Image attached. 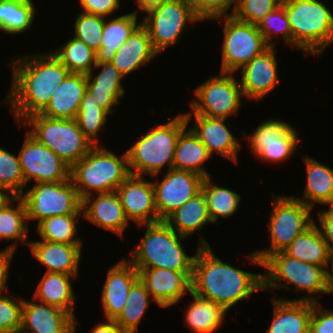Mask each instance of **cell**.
Instances as JSON below:
<instances>
[{
    "label": "cell",
    "instance_id": "6da1fadb",
    "mask_svg": "<svg viewBox=\"0 0 333 333\" xmlns=\"http://www.w3.org/2000/svg\"><path fill=\"white\" fill-rule=\"evenodd\" d=\"M11 88L4 103L11 108L16 123L41 113L51 100L56 87L67 77L69 70L51 51L12 59Z\"/></svg>",
    "mask_w": 333,
    "mask_h": 333
},
{
    "label": "cell",
    "instance_id": "7a4b0ae2",
    "mask_svg": "<svg viewBox=\"0 0 333 333\" xmlns=\"http://www.w3.org/2000/svg\"><path fill=\"white\" fill-rule=\"evenodd\" d=\"M193 260L191 292L221 305L226 311L263 290V275L243 271L219 259L202 235Z\"/></svg>",
    "mask_w": 333,
    "mask_h": 333
},
{
    "label": "cell",
    "instance_id": "3957f363",
    "mask_svg": "<svg viewBox=\"0 0 333 333\" xmlns=\"http://www.w3.org/2000/svg\"><path fill=\"white\" fill-rule=\"evenodd\" d=\"M170 118L163 125L156 122L126 151L130 175L157 177L165 165L173 169L176 142L188 124L183 113Z\"/></svg>",
    "mask_w": 333,
    "mask_h": 333
},
{
    "label": "cell",
    "instance_id": "277c9868",
    "mask_svg": "<svg viewBox=\"0 0 333 333\" xmlns=\"http://www.w3.org/2000/svg\"><path fill=\"white\" fill-rule=\"evenodd\" d=\"M262 267L266 269V274H262V291L274 292V289H291L289 286L294 285L296 292L306 291L309 295L302 296L299 299L294 298L293 301L313 303L318 302L319 294H331L328 271L323 266L295 259L284 251H279L268 256L262 262ZM281 281H285V283ZM313 294L318 295L314 296Z\"/></svg>",
    "mask_w": 333,
    "mask_h": 333
},
{
    "label": "cell",
    "instance_id": "5b68a950",
    "mask_svg": "<svg viewBox=\"0 0 333 333\" xmlns=\"http://www.w3.org/2000/svg\"><path fill=\"white\" fill-rule=\"evenodd\" d=\"M290 29L292 47L305 55H322L333 43V12L320 0H282Z\"/></svg>",
    "mask_w": 333,
    "mask_h": 333
},
{
    "label": "cell",
    "instance_id": "8992f818",
    "mask_svg": "<svg viewBox=\"0 0 333 333\" xmlns=\"http://www.w3.org/2000/svg\"><path fill=\"white\" fill-rule=\"evenodd\" d=\"M129 175L127 152L116 156L100 145L94 146L70 170V178L81 200L93 194L116 191Z\"/></svg>",
    "mask_w": 333,
    "mask_h": 333
},
{
    "label": "cell",
    "instance_id": "52a82bcc",
    "mask_svg": "<svg viewBox=\"0 0 333 333\" xmlns=\"http://www.w3.org/2000/svg\"><path fill=\"white\" fill-rule=\"evenodd\" d=\"M137 226H146V232L139 245L131 250L128 261L135 268L192 271L195 255H187L181 242L186 236L178 234L165 221Z\"/></svg>",
    "mask_w": 333,
    "mask_h": 333
},
{
    "label": "cell",
    "instance_id": "ba28073f",
    "mask_svg": "<svg viewBox=\"0 0 333 333\" xmlns=\"http://www.w3.org/2000/svg\"><path fill=\"white\" fill-rule=\"evenodd\" d=\"M272 212L268 223L270 247L254 250L248 255L249 260L262 267V262L273 253L283 251L292 241L308 229L313 223L312 209L304 202L284 195H271Z\"/></svg>",
    "mask_w": 333,
    "mask_h": 333
},
{
    "label": "cell",
    "instance_id": "9c48e42d",
    "mask_svg": "<svg viewBox=\"0 0 333 333\" xmlns=\"http://www.w3.org/2000/svg\"><path fill=\"white\" fill-rule=\"evenodd\" d=\"M40 143L57 154L70 168L94 147L80 130L75 119H54L40 113L26 118L21 126Z\"/></svg>",
    "mask_w": 333,
    "mask_h": 333
},
{
    "label": "cell",
    "instance_id": "30bf717a",
    "mask_svg": "<svg viewBox=\"0 0 333 333\" xmlns=\"http://www.w3.org/2000/svg\"><path fill=\"white\" fill-rule=\"evenodd\" d=\"M235 73L220 72L194 89V98L190 102L192 111L183 113L187 124L192 115L229 118L237 115L242 104V90ZM237 113V114H236Z\"/></svg>",
    "mask_w": 333,
    "mask_h": 333
},
{
    "label": "cell",
    "instance_id": "8fae6325",
    "mask_svg": "<svg viewBox=\"0 0 333 333\" xmlns=\"http://www.w3.org/2000/svg\"><path fill=\"white\" fill-rule=\"evenodd\" d=\"M27 219L38 225L46 218L57 215L82 214V200L70 179L61 182L36 183L21 195Z\"/></svg>",
    "mask_w": 333,
    "mask_h": 333
},
{
    "label": "cell",
    "instance_id": "7c38bea8",
    "mask_svg": "<svg viewBox=\"0 0 333 333\" xmlns=\"http://www.w3.org/2000/svg\"><path fill=\"white\" fill-rule=\"evenodd\" d=\"M213 20H224L225 23L221 72L236 73L269 47L254 24L240 21L233 15Z\"/></svg>",
    "mask_w": 333,
    "mask_h": 333
},
{
    "label": "cell",
    "instance_id": "4fadbf2b",
    "mask_svg": "<svg viewBox=\"0 0 333 333\" xmlns=\"http://www.w3.org/2000/svg\"><path fill=\"white\" fill-rule=\"evenodd\" d=\"M146 13L141 24L158 54L179 42L188 23L201 21L186 0H170Z\"/></svg>",
    "mask_w": 333,
    "mask_h": 333
},
{
    "label": "cell",
    "instance_id": "5bb4252c",
    "mask_svg": "<svg viewBox=\"0 0 333 333\" xmlns=\"http://www.w3.org/2000/svg\"><path fill=\"white\" fill-rule=\"evenodd\" d=\"M244 134L253 154L267 163H280L293 156L299 146L296 129L287 121L272 119L259 123L251 134Z\"/></svg>",
    "mask_w": 333,
    "mask_h": 333
},
{
    "label": "cell",
    "instance_id": "9a60e30c",
    "mask_svg": "<svg viewBox=\"0 0 333 333\" xmlns=\"http://www.w3.org/2000/svg\"><path fill=\"white\" fill-rule=\"evenodd\" d=\"M18 155L26 185L31 180L35 183H44L70 179L71 168L28 131Z\"/></svg>",
    "mask_w": 333,
    "mask_h": 333
},
{
    "label": "cell",
    "instance_id": "2e32d148",
    "mask_svg": "<svg viewBox=\"0 0 333 333\" xmlns=\"http://www.w3.org/2000/svg\"><path fill=\"white\" fill-rule=\"evenodd\" d=\"M203 180L204 177L197 173L170 169L161 181H152L160 221H165L174 211L198 194Z\"/></svg>",
    "mask_w": 333,
    "mask_h": 333
},
{
    "label": "cell",
    "instance_id": "e0dca14e",
    "mask_svg": "<svg viewBox=\"0 0 333 333\" xmlns=\"http://www.w3.org/2000/svg\"><path fill=\"white\" fill-rule=\"evenodd\" d=\"M116 193L125 216L137 225L161 222L155 206V192L152 181L144 176L129 175L117 188Z\"/></svg>",
    "mask_w": 333,
    "mask_h": 333
},
{
    "label": "cell",
    "instance_id": "ac0fdd59",
    "mask_svg": "<svg viewBox=\"0 0 333 333\" xmlns=\"http://www.w3.org/2000/svg\"><path fill=\"white\" fill-rule=\"evenodd\" d=\"M136 270L154 302L162 308L178 304L183 295L191 292L192 271H172L165 268Z\"/></svg>",
    "mask_w": 333,
    "mask_h": 333
},
{
    "label": "cell",
    "instance_id": "d6986e66",
    "mask_svg": "<svg viewBox=\"0 0 333 333\" xmlns=\"http://www.w3.org/2000/svg\"><path fill=\"white\" fill-rule=\"evenodd\" d=\"M275 47H268L249 63L241 67L239 84L243 97L260 100L266 97L281 82L278 77Z\"/></svg>",
    "mask_w": 333,
    "mask_h": 333
},
{
    "label": "cell",
    "instance_id": "ffe728a7",
    "mask_svg": "<svg viewBox=\"0 0 333 333\" xmlns=\"http://www.w3.org/2000/svg\"><path fill=\"white\" fill-rule=\"evenodd\" d=\"M23 299L21 333H75L76 319L61 308Z\"/></svg>",
    "mask_w": 333,
    "mask_h": 333
},
{
    "label": "cell",
    "instance_id": "44dd1931",
    "mask_svg": "<svg viewBox=\"0 0 333 333\" xmlns=\"http://www.w3.org/2000/svg\"><path fill=\"white\" fill-rule=\"evenodd\" d=\"M139 279V272L127 260L122 259L107 271L103 285L101 304L107 320H115L126 306L129 291Z\"/></svg>",
    "mask_w": 333,
    "mask_h": 333
},
{
    "label": "cell",
    "instance_id": "7402d4cb",
    "mask_svg": "<svg viewBox=\"0 0 333 333\" xmlns=\"http://www.w3.org/2000/svg\"><path fill=\"white\" fill-rule=\"evenodd\" d=\"M194 126L190 129L206 147L209 155L218 153L228 160L237 163L241 144L225 125L226 118L193 115Z\"/></svg>",
    "mask_w": 333,
    "mask_h": 333
},
{
    "label": "cell",
    "instance_id": "603a6c76",
    "mask_svg": "<svg viewBox=\"0 0 333 333\" xmlns=\"http://www.w3.org/2000/svg\"><path fill=\"white\" fill-rule=\"evenodd\" d=\"M82 211L85 220L120 237L129 225L116 191L87 196L82 200Z\"/></svg>",
    "mask_w": 333,
    "mask_h": 333
},
{
    "label": "cell",
    "instance_id": "cb8c5ba5",
    "mask_svg": "<svg viewBox=\"0 0 333 333\" xmlns=\"http://www.w3.org/2000/svg\"><path fill=\"white\" fill-rule=\"evenodd\" d=\"M83 244H63L45 240L29 241L34 258L46 272L78 275Z\"/></svg>",
    "mask_w": 333,
    "mask_h": 333
},
{
    "label": "cell",
    "instance_id": "d4e9b609",
    "mask_svg": "<svg viewBox=\"0 0 333 333\" xmlns=\"http://www.w3.org/2000/svg\"><path fill=\"white\" fill-rule=\"evenodd\" d=\"M86 91L87 75L69 73L56 87L49 104L40 114L54 119H75Z\"/></svg>",
    "mask_w": 333,
    "mask_h": 333
},
{
    "label": "cell",
    "instance_id": "484cf974",
    "mask_svg": "<svg viewBox=\"0 0 333 333\" xmlns=\"http://www.w3.org/2000/svg\"><path fill=\"white\" fill-rule=\"evenodd\" d=\"M100 71L95 76L94 69ZM101 68V69H100ZM87 74V92L109 115L113 114V108L120 103V98L125 94L122 84L124 76L111 62L96 63V66Z\"/></svg>",
    "mask_w": 333,
    "mask_h": 333
},
{
    "label": "cell",
    "instance_id": "4316f807",
    "mask_svg": "<svg viewBox=\"0 0 333 333\" xmlns=\"http://www.w3.org/2000/svg\"><path fill=\"white\" fill-rule=\"evenodd\" d=\"M273 319L266 333H309L312 302L272 298Z\"/></svg>",
    "mask_w": 333,
    "mask_h": 333
},
{
    "label": "cell",
    "instance_id": "83f0119b",
    "mask_svg": "<svg viewBox=\"0 0 333 333\" xmlns=\"http://www.w3.org/2000/svg\"><path fill=\"white\" fill-rule=\"evenodd\" d=\"M159 55L153 48L147 29L140 24L115 52L111 63L124 76L139 70Z\"/></svg>",
    "mask_w": 333,
    "mask_h": 333
},
{
    "label": "cell",
    "instance_id": "f1b7e54d",
    "mask_svg": "<svg viewBox=\"0 0 333 333\" xmlns=\"http://www.w3.org/2000/svg\"><path fill=\"white\" fill-rule=\"evenodd\" d=\"M15 202L17 203L16 206ZM27 221V210L21 196H4L1 199L0 240H13L12 244L6 246V248L16 251L18 241L25 243V245L29 244V240H27L29 236Z\"/></svg>",
    "mask_w": 333,
    "mask_h": 333
},
{
    "label": "cell",
    "instance_id": "f546056e",
    "mask_svg": "<svg viewBox=\"0 0 333 333\" xmlns=\"http://www.w3.org/2000/svg\"><path fill=\"white\" fill-rule=\"evenodd\" d=\"M78 275L46 272L41 278L33 299L52 305L70 313L74 318L75 291L70 281Z\"/></svg>",
    "mask_w": 333,
    "mask_h": 333
},
{
    "label": "cell",
    "instance_id": "4dcf8cb0",
    "mask_svg": "<svg viewBox=\"0 0 333 333\" xmlns=\"http://www.w3.org/2000/svg\"><path fill=\"white\" fill-rule=\"evenodd\" d=\"M303 161L307 175L304 198H294L304 202L312 210L316 204H333V169L309 156H304Z\"/></svg>",
    "mask_w": 333,
    "mask_h": 333
},
{
    "label": "cell",
    "instance_id": "1f68e13d",
    "mask_svg": "<svg viewBox=\"0 0 333 333\" xmlns=\"http://www.w3.org/2000/svg\"><path fill=\"white\" fill-rule=\"evenodd\" d=\"M138 11L106 21L102 33L101 48L96 52V63L111 62L133 31L141 24Z\"/></svg>",
    "mask_w": 333,
    "mask_h": 333
},
{
    "label": "cell",
    "instance_id": "d6a6232c",
    "mask_svg": "<svg viewBox=\"0 0 333 333\" xmlns=\"http://www.w3.org/2000/svg\"><path fill=\"white\" fill-rule=\"evenodd\" d=\"M283 251L295 259L323 266L329 271L331 251L324 241L315 221Z\"/></svg>",
    "mask_w": 333,
    "mask_h": 333
},
{
    "label": "cell",
    "instance_id": "836d02e7",
    "mask_svg": "<svg viewBox=\"0 0 333 333\" xmlns=\"http://www.w3.org/2000/svg\"><path fill=\"white\" fill-rule=\"evenodd\" d=\"M206 147L188 126L180 133L175 147L173 169L191 171L204 178L211 175L203 168V163L209 161Z\"/></svg>",
    "mask_w": 333,
    "mask_h": 333
},
{
    "label": "cell",
    "instance_id": "e575fe53",
    "mask_svg": "<svg viewBox=\"0 0 333 333\" xmlns=\"http://www.w3.org/2000/svg\"><path fill=\"white\" fill-rule=\"evenodd\" d=\"M165 222L178 234L191 236L212 223L203 192L200 191L190 198L185 205L174 211ZM206 224V225H205Z\"/></svg>",
    "mask_w": 333,
    "mask_h": 333
},
{
    "label": "cell",
    "instance_id": "d590c367",
    "mask_svg": "<svg viewBox=\"0 0 333 333\" xmlns=\"http://www.w3.org/2000/svg\"><path fill=\"white\" fill-rule=\"evenodd\" d=\"M193 297L185 314V324L191 332L213 333L223 325L226 311L221 305L201 298L192 292Z\"/></svg>",
    "mask_w": 333,
    "mask_h": 333
},
{
    "label": "cell",
    "instance_id": "8d00e7d4",
    "mask_svg": "<svg viewBox=\"0 0 333 333\" xmlns=\"http://www.w3.org/2000/svg\"><path fill=\"white\" fill-rule=\"evenodd\" d=\"M33 0H0V30L8 34H23L35 21Z\"/></svg>",
    "mask_w": 333,
    "mask_h": 333
},
{
    "label": "cell",
    "instance_id": "74e56055",
    "mask_svg": "<svg viewBox=\"0 0 333 333\" xmlns=\"http://www.w3.org/2000/svg\"><path fill=\"white\" fill-rule=\"evenodd\" d=\"M211 180V176L204 178L201 191L205 197L211 221L215 223L219 220L218 218H230L234 215L238 211L241 197L237 192L221 187Z\"/></svg>",
    "mask_w": 333,
    "mask_h": 333
},
{
    "label": "cell",
    "instance_id": "f35d334b",
    "mask_svg": "<svg viewBox=\"0 0 333 333\" xmlns=\"http://www.w3.org/2000/svg\"><path fill=\"white\" fill-rule=\"evenodd\" d=\"M70 73L89 74L96 66V53L84 42L71 38L59 49H50Z\"/></svg>",
    "mask_w": 333,
    "mask_h": 333
},
{
    "label": "cell",
    "instance_id": "ab89813d",
    "mask_svg": "<svg viewBox=\"0 0 333 333\" xmlns=\"http://www.w3.org/2000/svg\"><path fill=\"white\" fill-rule=\"evenodd\" d=\"M81 214L57 215L44 219L36 227L40 240L63 243L83 244L78 234L77 221Z\"/></svg>",
    "mask_w": 333,
    "mask_h": 333
},
{
    "label": "cell",
    "instance_id": "60d3db41",
    "mask_svg": "<svg viewBox=\"0 0 333 333\" xmlns=\"http://www.w3.org/2000/svg\"><path fill=\"white\" fill-rule=\"evenodd\" d=\"M153 300L145 284L138 279L131 287L126 306L115 319L126 333H136L144 313Z\"/></svg>",
    "mask_w": 333,
    "mask_h": 333
},
{
    "label": "cell",
    "instance_id": "b9f144b4",
    "mask_svg": "<svg viewBox=\"0 0 333 333\" xmlns=\"http://www.w3.org/2000/svg\"><path fill=\"white\" fill-rule=\"evenodd\" d=\"M108 113L99 106L89 92H85L75 118L80 130L93 146H98V134L105 126Z\"/></svg>",
    "mask_w": 333,
    "mask_h": 333
},
{
    "label": "cell",
    "instance_id": "7bdbcfd3",
    "mask_svg": "<svg viewBox=\"0 0 333 333\" xmlns=\"http://www.w3.org/2000/svg\"><path fill=\"white\" fill-rule=\"evenodd\" d=\"M25 187L19 155L0 147V192L5 196H21Z\"/></svg>",
    "mask_w": 333,
    "mask_h": 333
},
{
    "label": "cell",
    "instance_id": "ee69618b",
    "mask_svg": "<svg viewBox=\"0 0 333 333\" xmlns=\"http://www.w3.org/2000/svg\"><path fill=\"white\" fill-rule=\"evenodd\" d=\"M256 26L268 46L276 47L277 42L272 41L271 38L278 36V34L283 41L292 46V31L285 8L281 4L266 14Z\"/></svg>",
    "mask_w": 333,
    "mask_h": 333
},
{
    "label": "cell",
    "instance_id": "f6af8a7d",
    "mask_svg": "<svg viewBox=\"0 0 333 333\" xmlns=\"http://www.w3.org/2000/svg\"><path fill=\"white\" fill-rule=\"evenodd\" d=\"M104 19L108 20L94 14H78L74 23V38L84 42L96 53L101 48Z\"/></svg>",
    "mask_w": 333,
    "mask_h": 333
},
{
    "label": "cell",
    "instance_id": "bcb514c9",
    "mask_svg": "<svg viewBox=\"0 0 333 333\" xmlns=\"http://www.w3.org/2000/svg\"><path fill=\"white\" fill-rule=\"evenodd\" d=\"M282 0H235L232 15L238 20L257 25L269 12L275 10Z\"/></svg>",
    "mask_w": 333,
    "mask_h": 333
},
{
    "label": "cell",
    "instance_id": "7dc6e473",
    "mask_svg": "<svg viewBox=\"0 0 333 333\" xmlns=\"http://www.w3.org/2000/svg\"><path fill=\"white\" fill-rule=\"evenodd\" d=\"M23 298L0 293V333H18L21 328Z\"/></svg>",
    "mask_w": 333,
    "mask_h": 333
},
{
    "label": "cell",
    "instance_id": "c3c4849f",
    "mask_svg": "<svg viewBox=\"0 0 333 333\" xmlns=\"http://www.w3.org/2000/svg\"><path fill=\"white\" fill-rule=\"evenodd\" d=\"M194 14L201 20H213L232 15L235 0H186ZM233 4V5H232ZM233 6L231 9L230 7ZM231 10L232 13L229 12Z\"/></svg>",
    "mask_w": 333,
    "mask_h": 333
},
{
    "label": "cell",
    "instance_id": "681fc988",
    "mask_svg": "<svg viewBox=\"0 0 333 333\" xmlns=\"http://www.w3.org/2000/svg\"><path fill=\"white\" fill-rule=\"evenodd\" d=\"M309 333H333V309L312 302Z\"/></svg>",
    "mask_w": 333,
    "mask_h": 333
},
{
    "label": "cell",
    "instance_id": "f907efd6",
    "mask_svg": "<svg viewBox=\"0 0 333 333\" xmlns=\"http://www.w3.org/2000/svg\"><path fill=\"white\" fill-rule=\"evenodd\" d=\"M82 12L101 17L111 16L120 8V0H79Z\"/></svg>",
    "mask_w": 333,
    "mask_h": 333
},
{
    "label": "cell",
    "instance_id": "816d5d0a",
    "mask_svg": "<svg viewBox=\"0 0 333 333\" xmlns=\"http://www.w3.org/2000/svg\"><path fill=\"white\" fill-rule=\"evenodd\" d=\"M326 209L319 210L318 212V223L320 225L318 229L320 230L324 241L326 242L329 250L333 251V204Z\"/></svg>",
    "mask_w": 333,
    "mask_h": 333
},
{
    "label": "cell",
    "instance_id": "f5cc1de1",
    "mask_svg": "<svg viewBox=\"0 0 333 333\" xmlns=\"http://www.w3.org/2000/svg\"><path fill=\"white\" fill-rule=\"evenodd\" d=\"M15 251L9 248H4L0 251V293L8 294L7 278L9 277V268Z\"/></svg>",
    "mask_w": 333,
    "mask_h": 333
},
{
    "label": "cell",
    "instance_id": "db71d44e",
    "mask_svg": "<svg viewBox=\"0 0 333 333\" xmlns=\"http://www.w3.org/2000/svg\"><path fill=\"white\" fill-rule=\"evenodd\" d=\"M90 333H126L115 320L102 321L91 329Z\"/></svg>",
    "mask_w": 333,
    "mask_h": 333
},
{
    "label": "cell",
    "instance_id": "11a10c76",
    "mask_svg": "<svg viewBox=\"0 0 333 333\" xmlns=\"http://www.w3.org/2000/svg\"><path fill=\"white\" fill-rule=\"evenodd\" d=\"M137 8L141 11L148 12L149 10L162 5L170 0H135Z\"/></svg>",
    "mask_w": 333,
    "mask_h": 333
},
{
    "label": "cell",
    "instance_id": "9f6ffc18",
    "mask_svg": "<svg viewBox=\"0 0 333 333\" xmlns=\"http://www.w3.org/2000/svg\"><path fill=\"white\" fill-rule=\"evenodd\" d=\"M330 263H331V272L328 271V282H329V290H330V293L333 294V251L331 252V260H330Z\"/></svg>",
    "mask_w": 333,
    "mask_h": 333
},
{
    "label": "cell",
    "instance_id": "6f0895ef",
    "mask_svg": "<svg viewBox=\"0 0 333 333\" xmlns=\"http://www.w3.org/2000/svg\"><path fill=\"white\" fill-rule=\"evenodd\" d=\"M5 195H3L1 192H0V201L1 199L4 197Z\"/></svg>",
    "mask_w": 333,
    "mask_h": 333
}]
</instances>
